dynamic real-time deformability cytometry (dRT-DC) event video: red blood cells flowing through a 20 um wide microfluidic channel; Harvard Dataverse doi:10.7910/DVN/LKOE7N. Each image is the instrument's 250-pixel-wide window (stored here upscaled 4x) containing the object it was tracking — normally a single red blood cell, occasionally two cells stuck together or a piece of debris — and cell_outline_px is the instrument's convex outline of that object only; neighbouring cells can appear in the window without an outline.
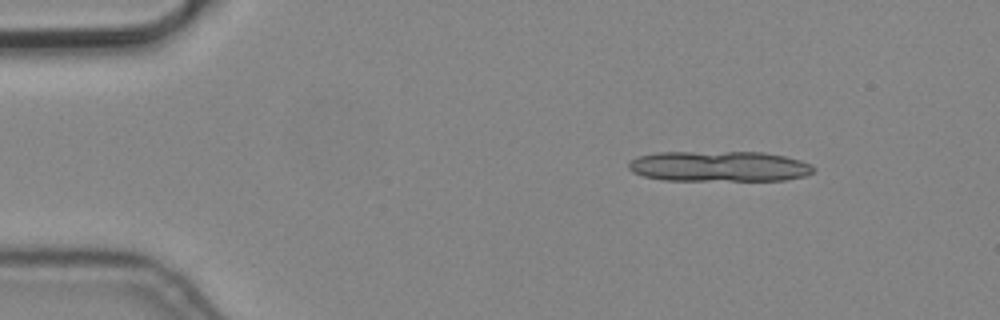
{"species": "common noctule bat (a hibernating species)", "species_latin": "Nyctalus noctula", "temperature_condition": "cold", "stored_images_in_passage": 4, "camera_frame_rate_fps": 3000, "um_per_image_px": 0.085, "animal": {"sex": "male", "body_mass_g": 19.2, "forearm_length_mm": 51.8}, "frame": {"image": 1, "passage_image": 1, "time_ms": 0.0, "image_size_px": [1000, 320], "cell_outline_px": [[816, 168], [812, 172], [804, 176], [784, 180], [664, 180], [644, 176], [632, 172], [628, 168], [628, 164], [636, 156], [656, 152], [764, 152], [784, 156], [800, 160], [812, 164]], "centroid_in_image_um": [61.12, 14.13], "position_along_channel_um": 23.9, "area_um2": 33.0}}